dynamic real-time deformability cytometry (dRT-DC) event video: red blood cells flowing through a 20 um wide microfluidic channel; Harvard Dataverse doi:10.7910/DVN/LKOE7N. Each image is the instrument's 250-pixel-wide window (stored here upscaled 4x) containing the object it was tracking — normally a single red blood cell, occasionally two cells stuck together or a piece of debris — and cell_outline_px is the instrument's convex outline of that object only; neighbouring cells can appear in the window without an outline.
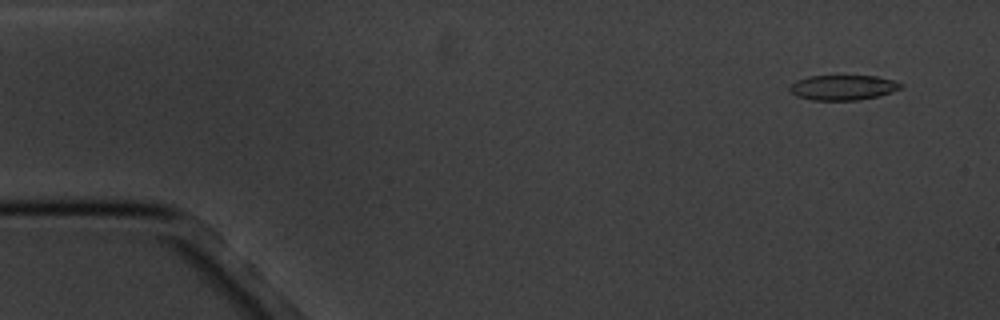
{"species": "common noctule bat (a hibernating species)", "species_latin": "Nyctalus noctula", "temperature_condition": "cold", "stored_images_in_passage": 5, "camera_frame_rate_fps": 3000, "um_per_image_px": 0.085, "animal": {"sex": "male", "body_mass_g": 20.1, "forearm_length_mm": 53.5}, "frame": {"image": 1, "passage_image": 2, "time_ms": 1.0, "image_size_px": [1000, 320], "cell_outline_px": [[904, 84], [900, 88], [892, 92], [880, 96], [860, 100], [812, 100], [796, 96], [788, 88], [796, 80], [808, 76], [876, 76], [892, 80]], "centroid_in_image_um": [71.65, 7.44], "position_along_channel_um": 13.3, "area_um2": 16.24}}
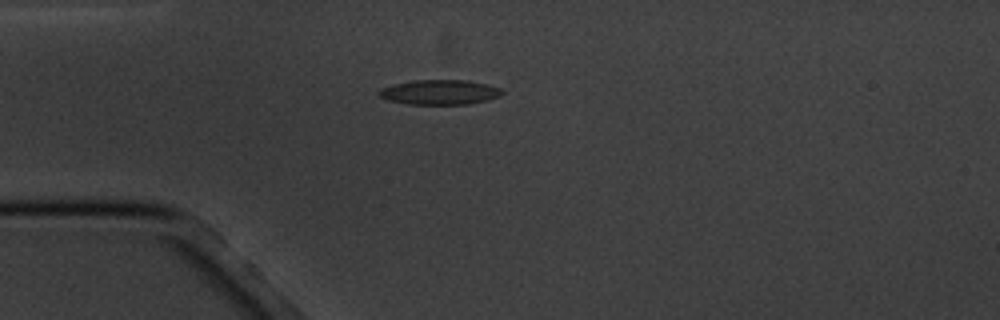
{"frame": {"image": 2, "passage_image": 5, "time_ms": 4.667, "image_size_px": [1000, 320], "cell_outline_px": [[504, 92], [500, 96], [488, 100], [468, 104], [408, 104], [388, 100], [380, 96], [376, 92], [380, 88], [392, 84], [416, 80], [468, 80], [488, 84], [500, 88]], "centroid_in_image_um": [37.37, 7.83], "position_along_channel_um": 47.6, "area_um2": 17.92}}